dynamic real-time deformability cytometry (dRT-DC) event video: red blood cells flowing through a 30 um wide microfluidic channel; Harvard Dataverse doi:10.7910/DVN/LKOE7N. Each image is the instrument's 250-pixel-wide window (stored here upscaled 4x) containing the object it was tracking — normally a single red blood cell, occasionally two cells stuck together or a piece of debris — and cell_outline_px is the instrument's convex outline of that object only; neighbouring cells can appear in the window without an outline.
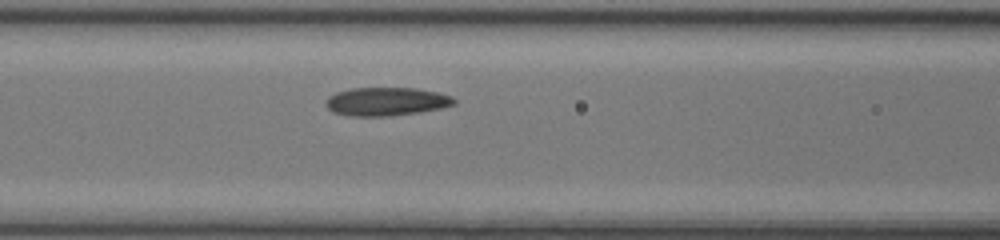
{"species": "common noctule bat (a hibernating species)", "species_latin": "Nyctalus noctula", "temperature_condition": "room temperature", "stored_images_in_passage": 11, "camera_frame_rate_fps": 3000, "um_per_image_px": 0.085, "animal": {"sex": "female", "body_mass_g": 17.0, "forearm_length_mm": 48.0}, "frame": {"image": 1, "passage_image": 10, "time_ms": 3.0, "image_size_px": [1000, 240], "cell_outline_px": [[456, 104], [440, 108], [420, 112], [388, 116], [348, 116], [332, 112], [324, 104], [328, 96], [336, 92], [352, 88], [416, 88], [436, 92], [452, 96], [456, 100]], "centroid_in_image_um": [32.81, 8.63], "position_along_channel_um": 133.8, "area_um2": 21.33}}